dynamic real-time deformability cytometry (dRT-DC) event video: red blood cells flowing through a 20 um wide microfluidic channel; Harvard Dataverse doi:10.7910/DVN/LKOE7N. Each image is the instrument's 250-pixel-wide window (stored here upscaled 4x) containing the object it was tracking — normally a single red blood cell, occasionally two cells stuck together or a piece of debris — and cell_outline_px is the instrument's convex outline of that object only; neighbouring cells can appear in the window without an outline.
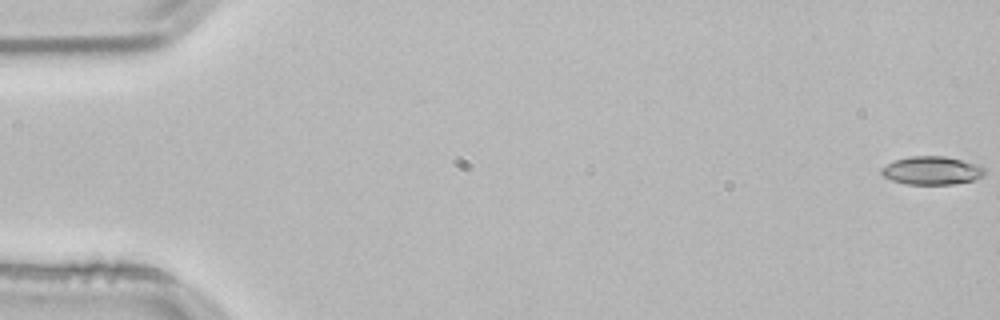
{"species": "common noctule bat (a hibernating species)", "species_latin": "Nyctalus noctula", "temperature_condition": "room temperature", "stored_images_in_passage": 54, "camera_frame_rate_fps": 3000, "um_per_image_px": 0.085, "animal": {"sex": "male", "body_mass_g": 21.5, "forearm_length_mm": 52.0}, "frame": {"image": 1, "passage_image": 1, "time_ms": 0.0, "image_size_px": [1000, 320], "cell_outline_px": [[984, 172], [980, 176], [972, 180], [952, 184], [904, 184], [892, 180], [884, 176], [880, 172], [880, 168], [896, 160], [908, 156], [944, 156], [980, 164], [984, 168]], "centroid_in_image_um": [79.18, 14.48], "position_along_channel_um": 5.8, "area_um2": 16.88}}
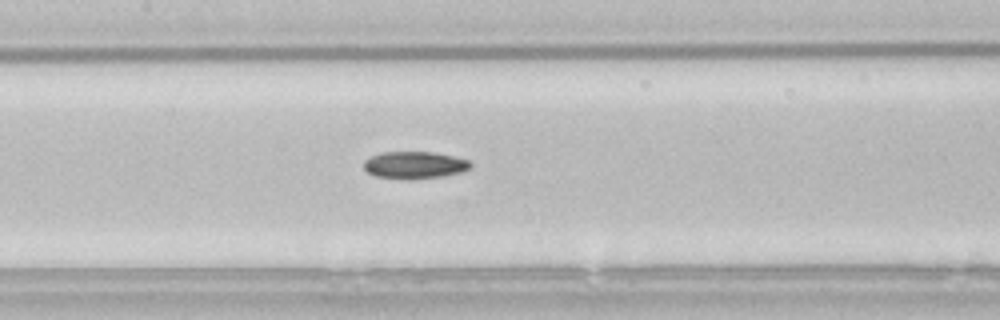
{"frame": {"image": 2, "passage_image": 26, "time_ms": 8.333, "image_size_px": [1000, 320], "cell_outline_px": [[472, 168], [460, 172], [440, 176], [376, 176], [368, 172], [364, 168], [364, 160], [380, 152], [432, 152], [452, 156], [468, 160], [472, 164]], "centroid_in_image_um": [35.26, 13.97], "position_along_channel_um": 172.1, "area_um2": 15.9}}
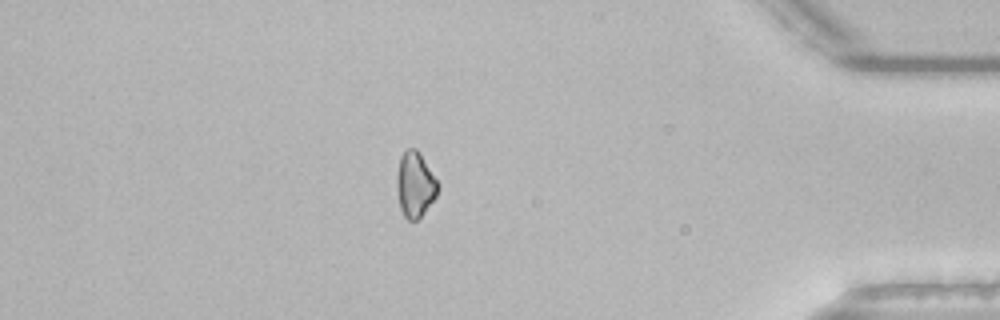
{"frame": {"image": 3, "passage_image": 47, "time_ms": 15.333, "image_size_px": [1000, 320], "cell_outline_px": [[436, 196], [424, 212], [416, 220], [408, 220], [404, 216], [400, 208], [396, 188], [396, 176], [400, 156], [408, 148], [416, 148], [420, 152], [436, 180]], "centroid_in_image_um": [35.23, 15.67], "position_along_channel_um": 400.0, "area_um2": 15.37}, "authors_computed_cell_mechanics": {"area_um2": 16.5886, "velocity_mm_per_s": 3.8242, "shape_relaxation_time_tau1_ms": 9.0905, "shape_relaxation_time_tau2_ms": null, "deformation_change_tau1": 0.1377, "deformation_change_tau2": null}}